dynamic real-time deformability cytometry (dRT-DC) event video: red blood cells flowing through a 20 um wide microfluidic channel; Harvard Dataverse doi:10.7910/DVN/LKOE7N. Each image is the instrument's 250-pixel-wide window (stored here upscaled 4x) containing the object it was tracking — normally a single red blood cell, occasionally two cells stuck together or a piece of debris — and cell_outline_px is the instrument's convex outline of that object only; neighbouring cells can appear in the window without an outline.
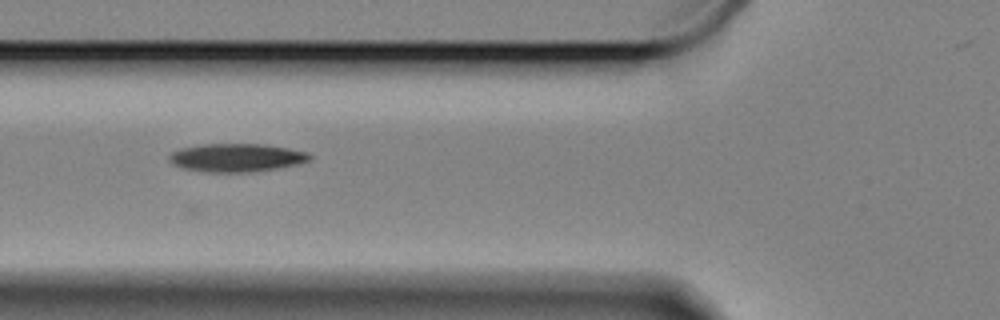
{"species": "Egyptian fruit bat (a non-hibernating species)", "species_latin": "Rousettus aegyptiacus", "temperature_condition": "cold", "stored_images_in_passage": 37, "camera_frame_rate_fps": 3000, "um_per_image_px": 0.085, "animal": {"sex": "female"}, "frame": {"image": 1, "passage_image": 16, "time_ms": 5.0, "image_size_px": [1000, 320], "cell_outline_px": [[312, 160], [296, 164], [276, 168], [248, 172], [204, 172], [184, 168], [168, 160], [168, 156], [172, 152], [180, 148], [200, 144], [264, 144], [288, 148], [308, 152], [312, 156]], "centroid_in_image_um": [20.11, 13.39], "position_along_channel_um": 105.7, "area_um2": 23.06}}
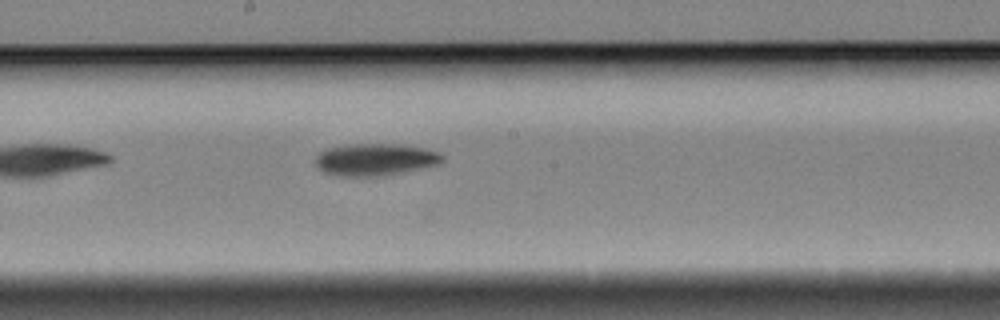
{"frame": {"image": 2, "passage_image": 26, "time_ms": 8.333, "image_size_px": [1000, 320], "cell_outline_px": [[444, 160], [436, 164], [376, 176], [336, 176], [324, 172], [316, 164], [316, 156], [320, 152], [328, 148], [348, 144], [400, 144], [424, 148], [440, 152], [444, 156]], "centroid_in_image_um": [31.86, 13.54], "position_along_channel_um": 216.3, "area_um2": 23.29}}
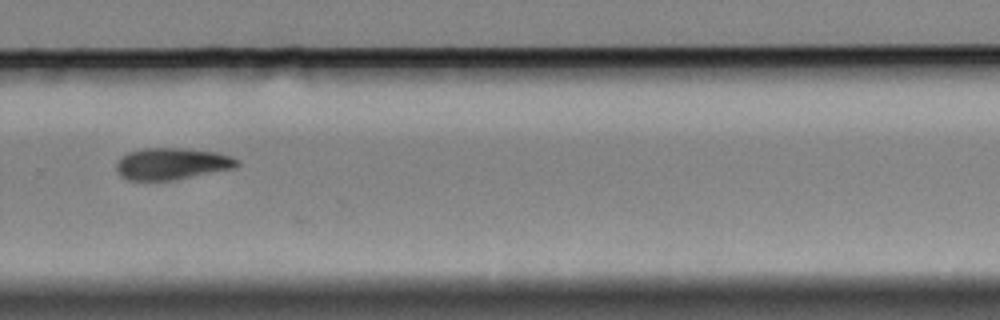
{"frame": {"image": 3, "passage_image": 35, "time_ms": 11.333, "image_size_px": [1000, 320], "cell_outline_px": [[240, 164], [236, 168], [172, 180], [128, 180], [120, 176], [116, 168], [116, 164], [120, 156], [128, 152], [140, 148], [188, 148], [216, 152], [232, 156], [240, 160]], "centroid_in_image_um": [14.62, 13.9], "position_along_channel_um": 315.2, "area_um2": 22.6}}